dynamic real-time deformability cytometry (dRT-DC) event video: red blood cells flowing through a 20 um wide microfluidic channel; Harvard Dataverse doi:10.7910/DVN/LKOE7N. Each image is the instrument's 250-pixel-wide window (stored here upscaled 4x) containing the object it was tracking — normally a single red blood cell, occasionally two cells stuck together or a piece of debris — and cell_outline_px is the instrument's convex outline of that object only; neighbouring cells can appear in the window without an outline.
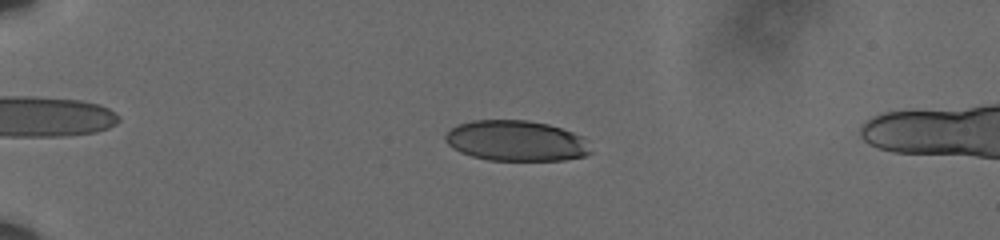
{"species": "human", "species_latin": "Homo sapiens", "temperature_condition": "cold", "stored_images_in_passage": 60, "camera_frame_rate_fps": 3000, "um_per_image_px": 0.085, "donor": {"sex": "male"}, "frame": {"image": 1, "passage_image": 17, "time_ms": 5.333, "image_size_px": [1000, 240], "cell_outline_px": [[592, 152], [584, 156], [564, 160], [488, 160], [472, 156], [460, 152], [452, 148], [444, 140], [444, 136], [456, 124], [472, 120], [528, 120], [548, 124], [584, 136]], "centroid_in_image_um": [43.86, 11.96], "position_along_channel_um": 41.1, "area_um2": 34.51}}
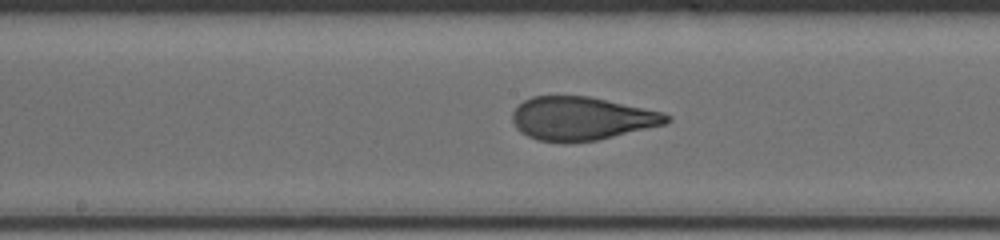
{"frame": {"image": 2, "passage_image": 35, "time_ms": 11.333, "image_size_px": [1000, 240], "cell_outline_px": [[672, 120], [664, 124], [596, 140], [568, 144], [564, 144], [536, 140], [520, 132], [516, 128], [512, 120], [512, 112], [524, 100], [532, 96], [588, 96], [664, 112]], "centroid_in_image_um": [49.39, 10.09], "position_along_channel_um": 198.8, "area_um2": 39.07}}
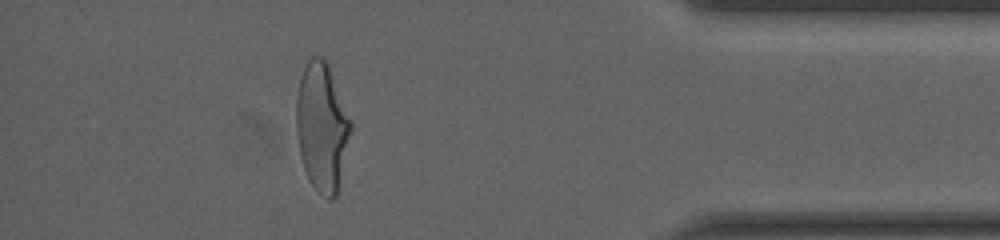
{"frame": {"image": 3, "passage_image": 55, "time_ms": 18.0, "image_size_px": [1000, 240], "cell_outline_px": [[352, 128], [336, 196], [332, 200], [328, 200], [316, 192], [308, 180], [300, 156], [296, 132], [296, 100], [300, 76], [308, 60], [312, 56], [324, 56], [328, 64], [352, 124]], "centroid_in_image_um": [27.34, 10.81], "position_along_channel_um": 407.9, "area_um2": 40.81}, "authors_computed_cell_mechanics": {"area_um2": 38.6682, "velocity_mm_per_s": 3.6086, "shape_relaxation_time_tau1_ms": 5.3024, "shape_relaxation_time_tau2_ms": 0.7046, "deformation_change_tau1": 0.1942, "deformation_change_tau2": 0.0683}}